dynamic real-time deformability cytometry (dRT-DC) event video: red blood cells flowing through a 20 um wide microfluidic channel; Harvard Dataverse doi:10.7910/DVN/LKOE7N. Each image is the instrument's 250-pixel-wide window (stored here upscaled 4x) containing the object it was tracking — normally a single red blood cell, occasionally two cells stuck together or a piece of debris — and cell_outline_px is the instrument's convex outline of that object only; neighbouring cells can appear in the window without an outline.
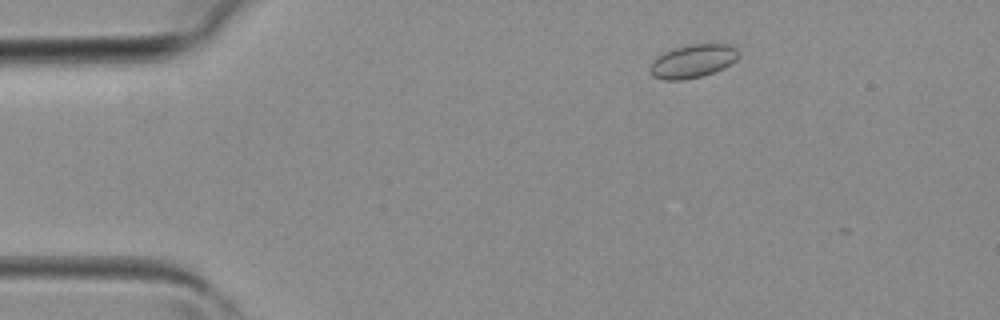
{"species": "common noctule bat (a hibernating species)", "species_latin": "Nyctalus noctula", "temperature_condition": "room temperature", "stored_images_in_passage": 4, "camera_frame_rate_fps": 3000, "um_per_image_px": 0.085, "animal": {"sex": "female", "body_mass_g": 19.3, "forearm_length_mm": 54.1}, "frame": {"image": 1, "passage_image": 2, "time_ms": 0.333, "image_size_px": [1000, 320], "cell_outline_px": [[740, 56], [736, 60], [724, 68], [700, 76], [680, 80], [664, 80], [652, 76], [648, 72], [648, 68], [652, 60], [664, 52], [676, 48], [692, 44], [728, 44], [736, 48], [740, 52]], "centroid_in_image_um": [58.87, 5.2], "position_along_channel_um": 26.1, "area_um2": 17.22}}